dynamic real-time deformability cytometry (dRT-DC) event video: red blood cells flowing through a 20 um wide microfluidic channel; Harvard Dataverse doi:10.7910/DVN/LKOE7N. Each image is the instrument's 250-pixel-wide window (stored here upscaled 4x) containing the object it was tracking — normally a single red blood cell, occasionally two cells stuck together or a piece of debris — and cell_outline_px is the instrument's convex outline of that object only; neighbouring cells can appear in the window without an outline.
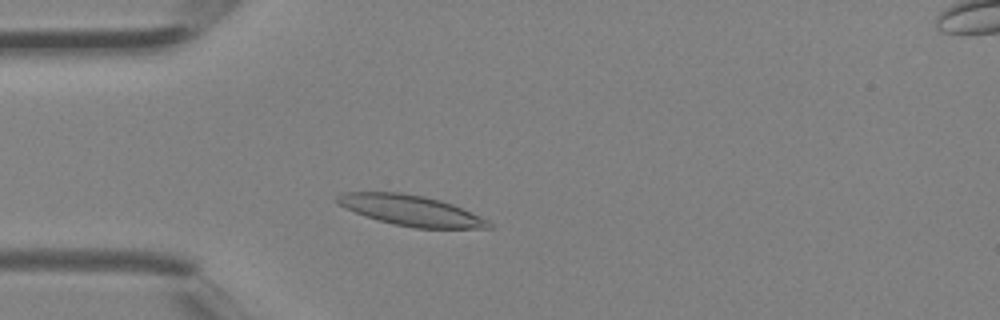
{"species": "Egyptian fruit bat (a non-hibernating species)", "species_latin": "Rousettus aegyptiacus", "temperature_condition": "room temperature", "stored_images_in_passage": 2, "camera_frame_rate_fps": 3000, "um_per_image_px": 0.085, "animal": {"sex": "female"}, "frame": {"image": 1, "passage_image": 2, "time_ms": 0.333, "image_size_px": [1000, 320], "cell_outline_px": [[492, 228], [416, 228], [376, 220], [364, 216], [340, 204], [336, 200], [336, 196], [340, 192], [400, 192], [424, 196], [440, 200], [452, 204], [488, 220], [492, 224]], "centroid_in_image_um": [34.92, 17.88], "position_along_channel_um": 50.1, "area_um2": 26.65}}